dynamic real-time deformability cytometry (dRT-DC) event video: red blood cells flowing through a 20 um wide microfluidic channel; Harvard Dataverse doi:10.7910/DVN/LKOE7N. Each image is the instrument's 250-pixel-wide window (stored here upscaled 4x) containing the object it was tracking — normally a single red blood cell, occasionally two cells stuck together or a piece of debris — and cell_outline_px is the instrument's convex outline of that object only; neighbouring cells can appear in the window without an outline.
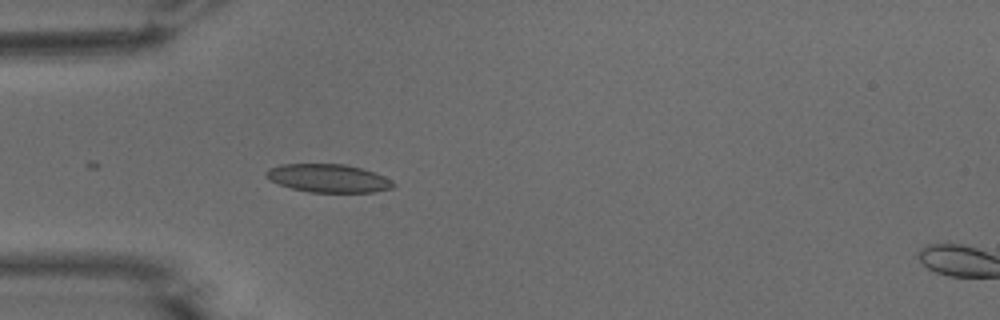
{"species": "common noctule bat (a hibernating species)", "species_latin": "Nyctalus noctula", "temperature_condition": "warm", "stored_images_in_passage": 9, "camera_frame_rate_fps": 3000, "um_per_image_px": 0.085, "animal": {"sex": "male", "body_mass_g": 15.6}, "frame": {"image": 1, "passage_image": 1, "time_ms": 0.0, "image_size_px": [1000, 320], "cell_outline_px": [[396, 184], [392, 188], [372, 192], [308, 192], [292, 188], [280, 184], [264, 176], [264, 172], [268, 168], [280, 164], [344, 164], [364, 168], [384, 176], [392, 180]], "centroid_in_image_um": [27.91, 15.14], "position_along_channel_um": 57.1, "area_um2": 20.98}}
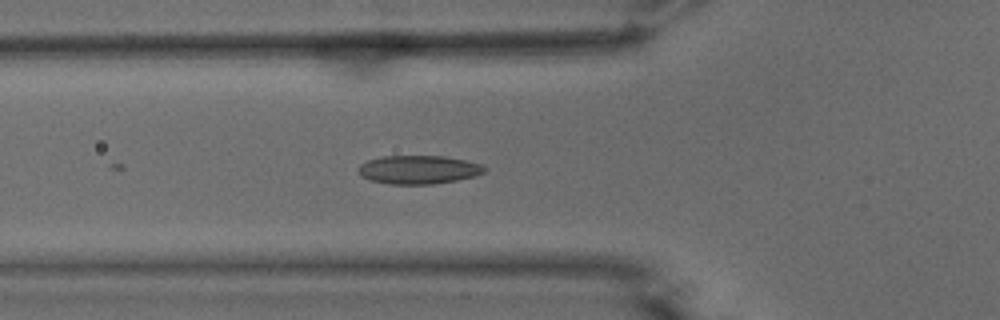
{"frame": {"image": 2, "passage_image": 4, "time_ms": 1.0, "image_size_px": [1000, 320], "cell_outline_px": [[488, 168], [484, 172], [476, 176], [456, 180], [432, 184], [388, 184], [372, 180], [360, 176], [356, 168], [360, 164], [368, 160], [384, 156], [444, 156], [464, 160], [480, 164]], "centroid_in_image_um": [35.56, 14.42], "position_along_channel_um": 90.2, "area_um2": 20.98}}